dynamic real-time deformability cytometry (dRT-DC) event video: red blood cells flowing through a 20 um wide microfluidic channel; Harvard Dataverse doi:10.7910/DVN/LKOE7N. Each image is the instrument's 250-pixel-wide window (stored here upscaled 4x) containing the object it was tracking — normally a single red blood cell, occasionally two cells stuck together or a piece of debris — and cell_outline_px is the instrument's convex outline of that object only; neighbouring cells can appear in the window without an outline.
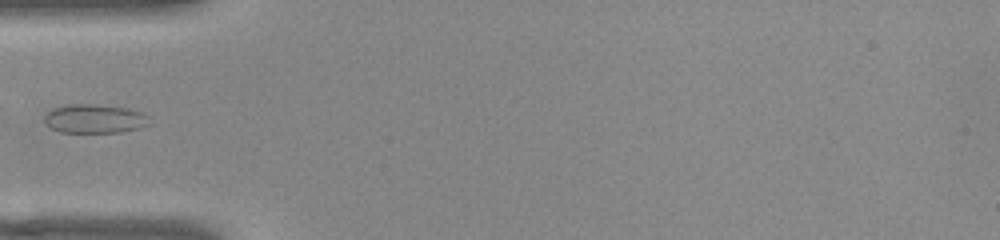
{"species": "common noctule bat (a hibernating species)", "species_latin": "Nyctalus noctula", "temperature_condition": "warm", "stored_images_in_passage": 36, "camera_frame_rate_fps": 3000, "um_per_image_px": 0.085, "animal": {"sex": "female", "body_mass_g": 22.0, "forearm_length_mm": 56.7}, "frame": {"image": 1, "passage_image": 1, "time_ms": 0.0, "image_size_px": [1000, 240], "cell_outline_px": [[152, 124], [140, 128], [120, 132], [60, 132], [52, 128], [44, 120], [44, 116], [48, 112], [56, 108], [72, 104], [96, 104], [124, 108], [144, 112], [148, 116]], "centroid_in_image_um": [8.12, 10.1], "position_along_channel_um": 76.9, "area_um2": 17.57}}
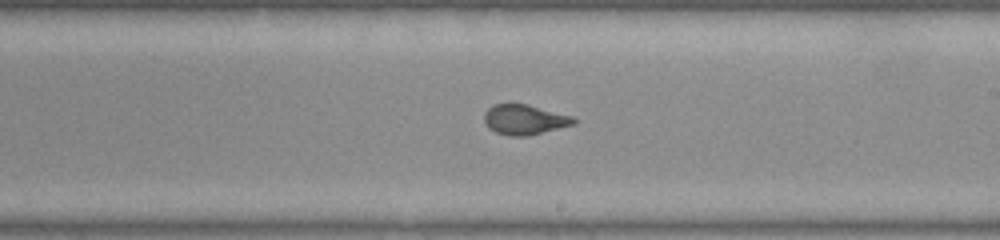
{"frame": {"image": 2, "passage_image": 14, "time_ms": 4.333, "image_size_px": [1000, 240], "cell_outline_px": [[576, 124], [528, 136], [512, 136], [496, 132], [488, 128], [484, 120], [484, 112], [488, 108], [496, 104], [528, 104], [572, 116], [576, 120]], "centroid_in_image_um": [44.59, 10.17], "position_along_channel_um": 244.4, "area_um2": 15.66}}
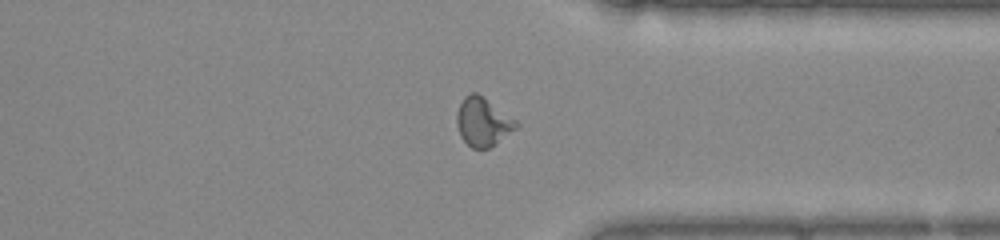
{"frame": {"image": 3, "passage_image": 24, "time_ms": 7.667, "image_size_px": [1000, 240], "cell_outline_px": [[520, 124], [516, 128], [488, 148], [472, 148], [460, 136], [456, 124], [456, 112], [464, 96], [472, 92], [476, 92], [516, 120]], "centroid_in_image_um": [41.01, 10.35], "position_along_channel_um": 370.4, "area_um2": 16.47}}